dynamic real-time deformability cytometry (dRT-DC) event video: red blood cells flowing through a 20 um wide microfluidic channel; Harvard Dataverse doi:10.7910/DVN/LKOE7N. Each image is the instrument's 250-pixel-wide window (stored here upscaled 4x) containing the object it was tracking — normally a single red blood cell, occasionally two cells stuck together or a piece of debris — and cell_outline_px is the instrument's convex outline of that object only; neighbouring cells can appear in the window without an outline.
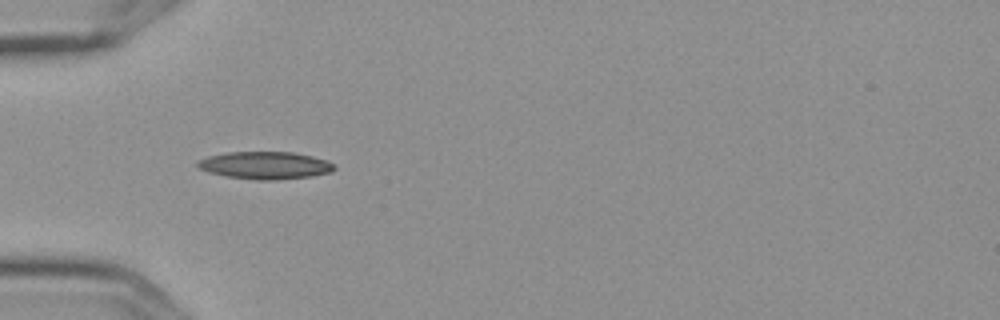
{"species": "Egyptian fruit bat (a non-hibernating species)", "species_latin": "Rousettus aegyptiacus", "temperature_condition": "cold", "stored_images_in_passage": 3, "camera_frame_rate_fps": 3000, "um_per_image_px": 0.085, "frame": {"image": 1, "passage_image": 2, "time_ms": 0.333, "image_size_px": [1000, 320], "cell_outline_px": [[336, 168], [332, 172], [312, 176], [276, 180], [256, 180], [228, 176], [208, 172], [200, 168], [196, 164], [200, 160], [208, 156], [228, 152], [292, 152], [312, 156], [328, 160], [336, 164]], "centroid_in_image_um": [22.61, 14.05], "position_along_channel_um": 62.4, "area_um2": 21.91}}
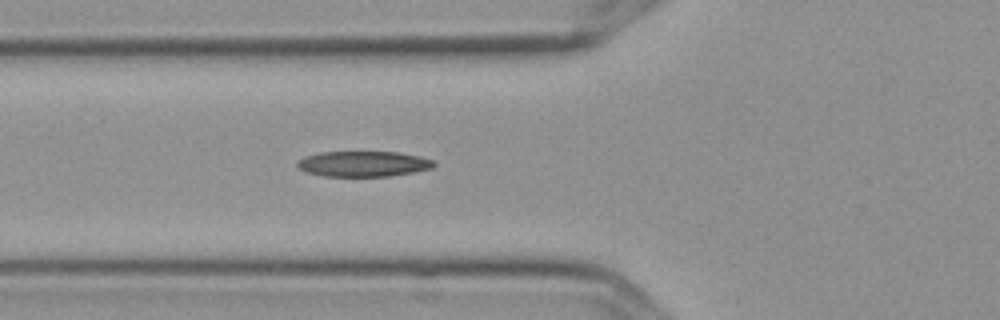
{"frame": {"image": 2, "passage_image": 3, "time_ms": 0.667, "image_size_px": [1000, 320], "cell_outline_px": [[436, 164], [432, 168], [412, 172], [388, 176], [324, 176], [308, 172], [300, 168], [296, 164], [304, 156], [320, 152], [400, 152], [420, 156], [432, 160]], "centroid_in_image_um": [30.9, 13.92], "position_along_channel_um": 94.9, "area_um2": 20.11}}